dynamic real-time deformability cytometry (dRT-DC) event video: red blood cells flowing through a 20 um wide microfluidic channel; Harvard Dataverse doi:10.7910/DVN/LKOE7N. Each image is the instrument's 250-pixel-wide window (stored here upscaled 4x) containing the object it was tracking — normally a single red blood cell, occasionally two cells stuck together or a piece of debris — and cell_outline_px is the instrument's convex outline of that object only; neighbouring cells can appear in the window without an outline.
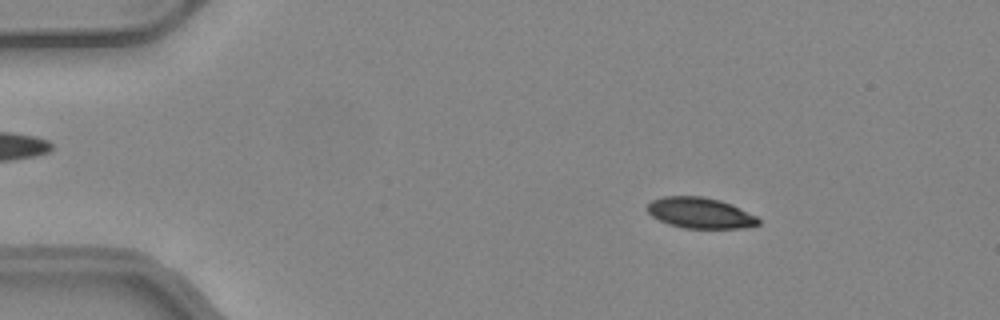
{"species": "common noctule bat (a hibernating species)", "species_latin": "Nyctalus noctula", "temperature_condition": "warm", "stored_images_in_passage": 44, "camera_frame_rate_fps": 3000, "um_per_image_px": 0.085, "animal": {"sex": "female", "body_mass_g": 24.6, "forearm_length_mm": 56.2}, "frame": {"image": 1, "passage_image": 2, "time_ms": 0.333, "image_size_px": [1000, 320], "cell_outline_px": [[760, 224], [744, 228], [684, 228], [668, 224], [652, 216], [644, 208], [652, 200], [664, 196], [704, 196], [720, 200], [732, 204], [756, 216], [760, 220]], "centroid_in_image_um": [59.5, 18.09], "position_along_channel_um": 25.5, "area_um2": 20.06}}
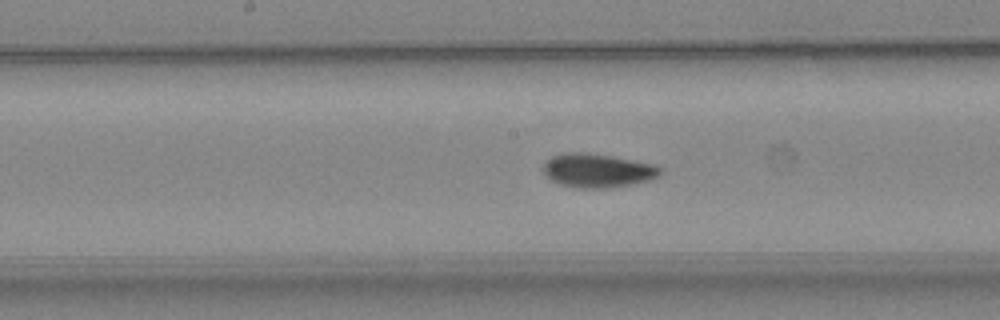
{"frame": {"image": 2, "passage_image": 20, "time_ms": 6.333, "image_size_px": [1000, 320], "cell_outline_px": [[664, 168], [660, 176], [648, 180], [632, 184], [612, 188], [576, 188], [560, 184], [544, 176], [540, 168], [544, 160], [552, 156], [564, 152], [580, 152], [612, 156], [656, 164]], "centroid_in_image_um": [50.76, 14.49], "position_along_channel_um": 197.4, "area_um2": 23.64}}
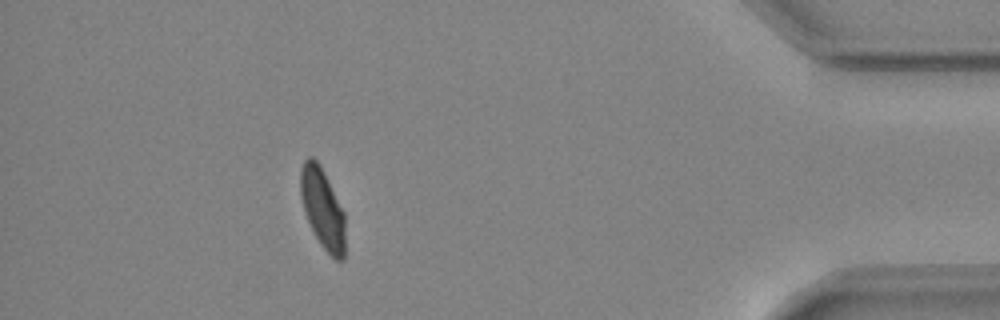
{"frame": {"image": 3, "passage_image": 39, "time_ms": 12.667, "image_size_px": [1000, 320], "cell_outline_px": [[344, 260], [336, 260], [320, 244], [308, 220], [300, 196], [300, 168], [304, 160], [308, 156], [312, 156], [320, 164], [344, 212]], "centroid_in_image_um": [27.4, 17.67], "position_along_channel_um": 407.8, "area_um2": 20.63}, "authors_computed_cell_mechanics": {"area_um2": 21.7617, "velocity_mm_per_s": 4.1373, "shape_relaxation_time_tau1_ms": 4.4205, "shape_relaxation_time_tau2_ms": 2.2233, "deformation_change_tau1": 0.1435, "deformation_change_tau2": 0.0447}}